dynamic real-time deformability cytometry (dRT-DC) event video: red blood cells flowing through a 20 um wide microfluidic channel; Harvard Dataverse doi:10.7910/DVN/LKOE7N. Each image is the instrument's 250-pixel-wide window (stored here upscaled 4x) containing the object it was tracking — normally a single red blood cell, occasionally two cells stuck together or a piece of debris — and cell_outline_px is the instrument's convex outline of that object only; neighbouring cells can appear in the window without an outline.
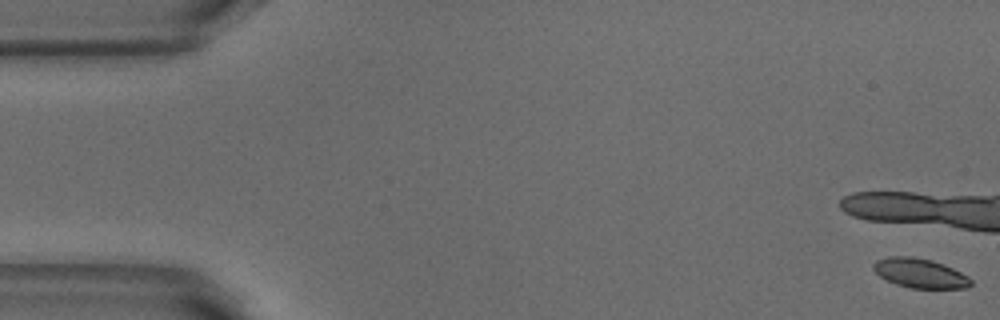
{"species": "common noctule bat (a hibernating species)", "species_latin": "Nyctalus noctula", "temperature_condition": "warm", "stored_images_in_passage": 9, "camera_frame_rate_fps": 3000, "um_per_image_px": 0.085, "animal": {"sex": "male", "body_mass_g": 18.8}, "frame": {"image": 1, "passage_image": 1, "time_ms": 0.0, "image_size_px": [1000, 320], "cell_outline_px": [[972, 284], [968, 288], [912, 288], [896, 284], [880, 276], [872, 268], [872, 264], [876, 260], [888, 256], [912, 256], [932, 260], [944, 264], [968, 276], [972, 280]], "centroid_in_image_um": [78.2, 23.21], "position_along_channel_um": 6.8, "area_um2": 16.76}}